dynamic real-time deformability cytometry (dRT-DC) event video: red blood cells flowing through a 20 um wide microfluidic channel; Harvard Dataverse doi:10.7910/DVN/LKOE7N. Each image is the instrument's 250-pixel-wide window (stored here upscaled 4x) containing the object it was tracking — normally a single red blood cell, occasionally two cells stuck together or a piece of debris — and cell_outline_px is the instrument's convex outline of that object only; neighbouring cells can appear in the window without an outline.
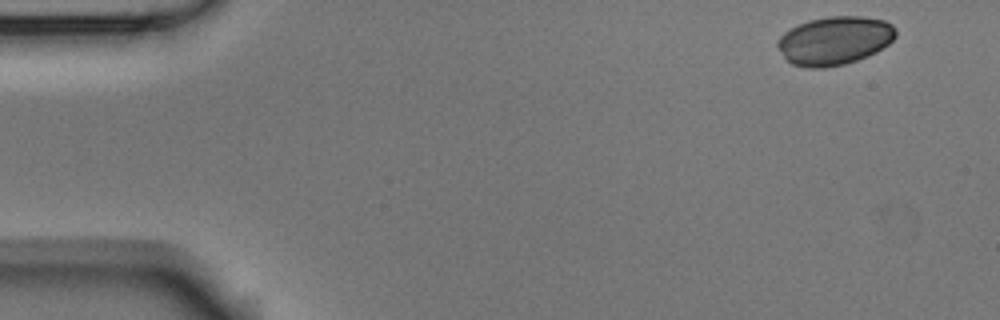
{"species": "Egyptian fruit bat (a non-hibernating species)", "species_latin": "Rousettus aegyptiacus", "temperature_condition": "room temperature", "stored_images_in_passage": 4, "camera_frame_rate_fps": 3000, "um_per_image_px": 0.085, "animal": {"sex": "male"}, "frame": {"image": 1, "passage_image": 1, "time_ms": 0.0, "image_size_px": [1000, 320], "cell_outline_px": [[896, 36], [888, 44], [876, 52], [856, 60], [844, 64], [824, 68], [808, 68], [792, 64], [784, 56], [776, 44], [776, 40], [784, 32], [808, 20], [828, 16], [864, 16], [884, 20], [892, 24], [896, 28]], "centroid_in_image_um": [70.94, 3.44], "position_along_channel_um": 14.1, "area_um2": 33.35}}
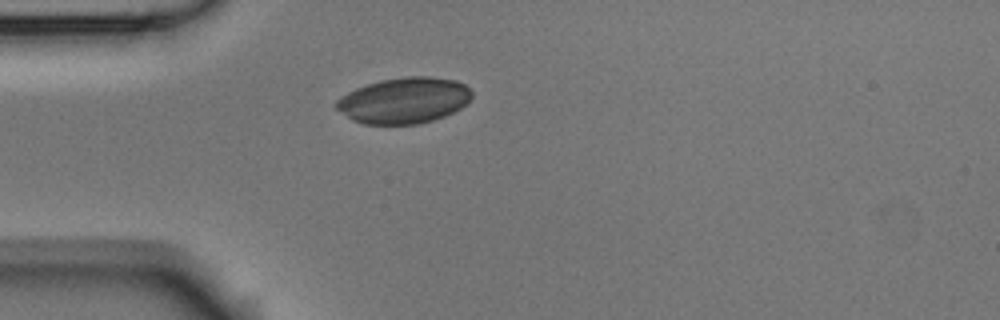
{"frame": {"image": 2, "passage_image": 4, "time_ms": 1.0, "image_size_px": [1000, 320], "cell_outline_px": [[472, 96], [460, 108], [444, 116], [432, 120], [416, 124], [364, 124], [352, 120], [336, 108], [332, 104], [336, 100], [348, 92], [356, 88], [380, 80], [408, 76], [432, 76], [456, 80], [464, 84], [472, 92]], "centroid_in_image_um": [34.32, 8.53], "position_along_channel_um": 50.7, "area_um2": 36.18}}